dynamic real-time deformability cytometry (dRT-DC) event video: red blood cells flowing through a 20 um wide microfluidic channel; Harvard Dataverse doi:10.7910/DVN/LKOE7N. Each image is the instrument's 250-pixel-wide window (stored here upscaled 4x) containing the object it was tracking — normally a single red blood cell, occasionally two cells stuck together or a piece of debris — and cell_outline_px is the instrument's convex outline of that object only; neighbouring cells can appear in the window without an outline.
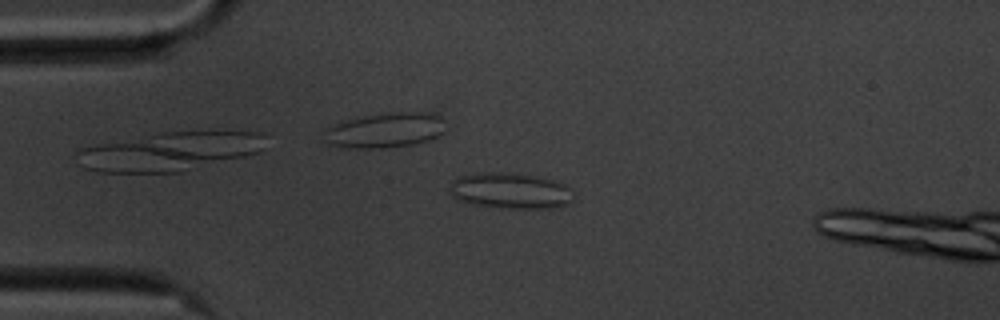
{"species": "common noctule bat (a hibernating species)", "species_latin": "Nyctalus noctula", "temperature_condition": "cold", "stored_images_in_passage": 53, "camera_frame_rate_fps": 3000, "um_per_image_px": 0.085, "animal": {"sex": "male", "body_mass_g": 20.1, "forearm_length_mm": 53.5}, "frame": {"image": 1, "passage_image": 13, "time_ms": 4.0, "image_size_px": [1000, 320], "cell_outline_px": [[572, 200], [564, 204], [552, 208], [512, 208], [472, 204], [456, 200], [452, 196], [448, 188], [452, 180], [460, 176], [480, 172], [500, 172], [536, 176], [552, 180], [564, 184], [572, 188]], "centroid_in_image_um": [43.33, 16.21], "position_along_channel_um": 41.7, "area_um2": 25.84}}
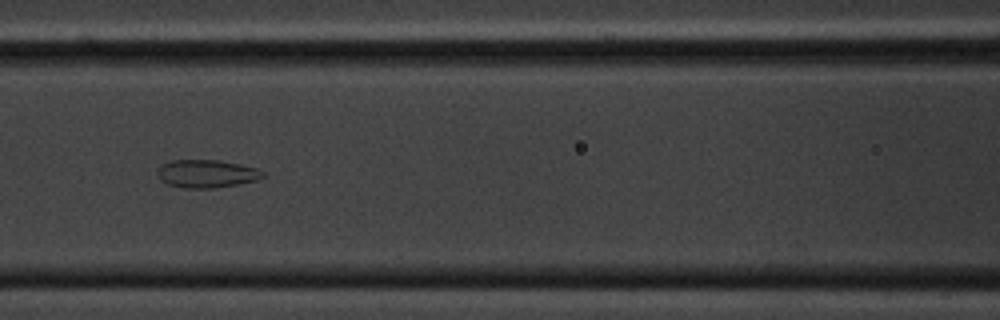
{"frame": {"image": 2, "passage_image": 24, "time_ms": 7.667, "image_size_px": [1000, 320], "cell_outline_px": [[264, 176], [256, 180], [216, 188], [184, 188], [168, 184], [160, 180], [156, 172], [160, 164], [168, 160], [216, 160], [240, 164], [256, 168], [264, 172]], "centroid_in_image_um": [17.5, 14.76], "position_along_channel_um": 149.1, "area_um2": 17.22}}
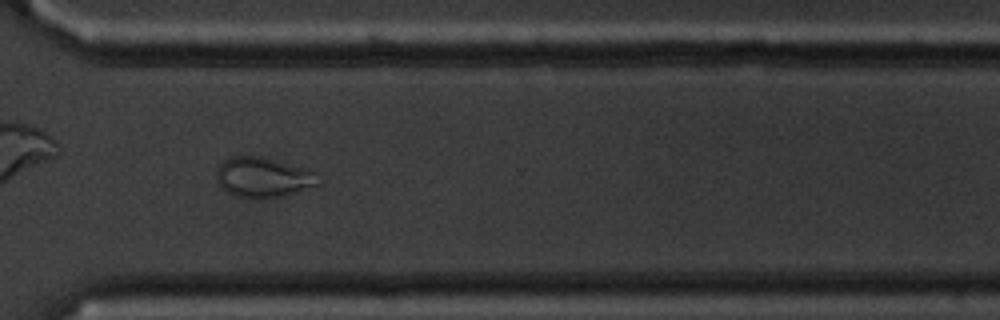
{"frame": {"image": 3, "passage_image": 41, "time_ms": 13.333, "image_size_px": [1000, 320], "cell_outline_px": [[324, 180], [320, 184], [296, 192], [276, 196], [240, 196], [228, 192], [216, 180], [216, 172], [220, 164], [224, 160], [232, 156], [260, 156], [304, 168], [312, 172]], "centroid_in_image_um": [22.38, 15.03], "position_along_channel_um": 348.2, "area_um2": 23.0}}